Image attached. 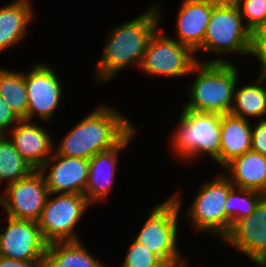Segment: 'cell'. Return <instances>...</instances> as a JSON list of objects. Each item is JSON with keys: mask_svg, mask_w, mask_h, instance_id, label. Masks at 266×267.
<instances>
[{"mask_svg": "<svg viewBox=\"0 0 266 267\" xmlns=\"http://www.w3.org/2000/svg\"><path fill=\"white\" fill-rule=\"evenodd\" d=\"M222 172L234 187L266 195V156L253 150L247 151L229 162Z\"/></svg>", "mask_w": 266, "mask_h": 267, "instance_id": "d6986e66", "label": "cell"}, {"mask_svg": "<svg viewBox=\"0 0 266 267\" xmlns=\"http://www.w3.org/2000/svg\"><path fill=\"white\" fill-rule=\"evenodd\" d=\"M251 83L236 85L230 114L252 121L266 120V74L256 73ZM239 87V88H238Z\"/></svg>", "mask_w": 266, "mask_h": 267, "instance_id": "44dd1931", "label": "cell"}, {"mask_svg": "<svg viewBox=\"0 0 266 267\" xmlns=\"http://www.w3.org/2000/svg\"><path fill=\"white\" fill-rule=\"evenodd\" d=\"M36 169L15 149L6 134L0 135V184H11L28 177ZM5 181V182H4Z\"/></svg>", "mask_w": 266, "mask_h": 267, "instance_id": "cb8c5ba5", "label": "cell"}, {"mask_svg": "<svg viewBox=\"0 0 266 267\" xmlns=\"http://www.w3.org/2000/svg\"><path fill=\"white\" fill-rule=\"evenodd\" d=\"M123 260L119 267H168L155 253L135 239L127 247Z\"/></svg>", "mask_w": 266, "mask_h": 267, "instance_id": "484cf974", "label": "cell"}, {"mask_svg": "<svg viewBox=\"0 0 266 267\" xmlns=\"http://www.w3.org/2000/svg\"><path fill=\"white\" fill-rule=\"evenodd\" d=\"M236 5L245 26L251 32L266 22V0H242Z\"/></svg>", "mask_w": 266, "mask_h": 267, "instance_id": "4316f807", "label": "cell"}, {"mask_svg": "<svg viewBox=\"0 0 266 267\" xmlns=\"http://www.w3.org/2000/svg\"><path fill=\"white\" fill-rule=\"evenodd\" d=\"M38 121L20 120L6 134L15 149L38 170L54 152V137Z\"/></svg>", "mask_w": 266, "mask_h": 267, "instance_id": "2e32d148", "label": "cell"}, {"mask_svg": "<svg viewBox=\"0 0 266 267\" xmlns=\"http://www.w3.org/2000/svg\"><path fill=\"white\" fill-rule=\"evenodd\" d=\"M249 56L259 62V73L266 74V22L251 32Z\"/></svg>", "mask_w": 266, "mask_h": 267, "instance_id": "83f0119b", "label": "cell"}, {"mask_svg": "<svg viewBox=\"0 0 266 267\" xmlns=\"http://www.w3.org/2000/svg\"><path fill=\"white\" fill-rule=\"evenodd\" d=\"M175 126L168 148L178 161L192 164L207 155L219 165L221 114L182 108Z\"/></svg>", "mask_w": 266, "mask_h": 267, "instance_id": "5b68a950", "label": "cell"}, {"mask_svg": "<svg viewBox=\"0 0 266 267\" xmlns=\"http://www.w3.org/2000/svg\"><path fill=\"white\" fill-rule=\"evenodd\" d=\"M176 190L164 202L150 207L152 210L146 221L134 236L137 242L155 253L168 267H183L190 261L178 247L181 234L179 218L182 217L180 212L185 201L181 189Z\"/></svg>", "mask_w": 266, "mask_h": 267, "instance_id": "277c9868", "label": "cell"}, {"mask_svg": "<svg viewBox=\"0 0 266 267\" xmlns=\"http://www.w3.org/2000/svg\"><path fill=\"white\" fill-rule=\"evenodd\" d=\"M32 0H11L0 7V54L24 42L35 20Z\"/></svg>", "mask_w": 266, "mask_h": 267, "instance_id": "ac0fdd59", "label": "cell"}, {"mask_svg": "<svg viewBox=\"0 0 266 267\" xmlns=\"http://www.w3.org/2000/svg\"><path fill=\"white\" fill-rule=\"evenodd\" d=\"M19 121L20 119L0 97V135L7 134Z\"/></svg>", "mask_w": 266, "mask_h": 267, "instance_id": "f546056e", "label": "cell"}, {"mask_svg": "<svg viewBox=\"0 0 266 267\" xmlns=\"http://www.w3.org/2000/svg\"><path fill=\"white\" fill-rule=\"evenodd\" d=\"M0 267H45L44 260L18 261L0 257Z\"/></svg>", "mask_w": 266, "mask_h": 267, "instance_id": "4dcf8cb0", "label": "cell"}, {"mask_svg": "<svg viewBox=\"0 0 266 267\" xmlns=\"http://www.w3.org/2000/svg\"><path fill=\"white\" fill-rule=\"evenodd\" d=\"M161 4L155 2L132 20L114 25L109 30V37L95 65L94 82L105 85L120 71L133 66L139 68L150 36L163 23Z\"/></svg>", "mask_w": 266, "mask_h": 267, "instance_id": "6da1fadb", "label": "cell"}, {"mask_svg": "<svg viewBox=\"0 0 266 267\" xmlns=\"http://www.w3.org/2000/svg\"><path fill=\"white\" fill-rule=\"evenodd\" d=\"M38 170L45 178L49 193L84 195L88 182V159L61 156L53 152Z\"/></svg>", "mask_w": 266, "mask_h": 267, "instance_id": "9a60e30c", "label": "cell"}, {"mask_svg": "<svg viewBox=\"0 0 266 267\" xmlns=\"http://www.w3.org/2000/svg\"><path fill=\"white\" fill-rule=\"evenodd\" d=\"M160 25L150 36L138 69L146 76L184 78L197 62L195 53L186 45L166 35Z\"/></svg>", "mask_w": 266, "mask_h": 267, "instance_id": "9c48e42d", "label": "cell"}, {"mask_svg": "<svg viewBox=\"0 0 266 267\" xmlns=\"http://www.w3.org/2000/svg\"><path fill=\"white\" fill-rule=\"evenodd\" d=\"M82 240L47 245L45 267H111L97 259Z\"/></svg>", "mask_w": 266, "mask_h": 267, "instance_id": "7402d4cb", "label": "cell"}, {"mask_svg": "<svg viewBox=\"0 0 266 267\" xmlns=\"http://www.w3.org/2000/svg\"><path fill=\"white\" fill-rule=\"evenodd\" d=\"M237 62H200L191 68L193 82L186 85L187 103L182 107L196 112L230 114L233 97L240 77Z\"/></svg>", "mask_w": 266, "mask_h": 267, "instance_id": "3957f363", "label": "cell"}, {"mask_svg": "<svg viewBox=\"0 0 266 267\" xmlns=\"http://www.w3.org/2000/svg\"><path fill=\"white\" fill-rule=\"evenodd\" d=\"M0 97L20 120L27 116L28 95L24 72L0 67Z\"/></svg>", "mask_w": 266, "mask_h": 267, "instance_id": "603a6c76", "label": "cell"}, {"mask_svg": "<svg viewBox=\"0 0 266 267\" xmlns=\"http://www.w3.org/2000/svg\"><path fill=\"white\" fill-rule=\"evenodd\" d=\"M137 126L114 148L99 152L89 160L88 182L84 195L92 206L107 202L109 194L114 189L119 155L126 151L131 141L138 134ZM126 149V150H125Z\"/></svg>", "mask_w": 266, "mask_h": 267, "instance_id": "5bb4252c", "label": "cell"}, {"mask_svg": "<svg viewBox=\"0 0 266 267\" xmlns=\"http://www.w3.org/2000/svg\"><path fill=\"white\" fill-rule=\"evenodd\" d=\"M190 266L192 267V265L188 264V265H186V266H183V267H190Z\"/></svg>", "mask_w": 266, "mask_h": 267, "instance_id": "d6a6232c", "label": "cell"}, {"mask_svg": "<svg viewBox=\"0 0 266 267\" xmlns=\"http://www.w3.org/2000/svg\"><path fill=\"white\" fill-rule=\"evenodd\" d=\"M252 123L251 150L266 156V120H258Z\"/></svg>", "mask_w": 266, "mask_h": 267, "instance_id": "f1b7e54d", "label": "cell"}, {"mask_svg": "<svg viewBox=\"0 0 266 267\" xmlns=\"http://www.w3.org/2000/svg\"><path fill=\"white\" fill-rule=\"evenodd\" d=\"M46 181L39 170L28 177L6 185L0 192V208L17 220L38 221L49 195Z\"/></svg>", "mask_w": 266, "mask_h": 267, "instance_id": "8fae6325", "label": "cell"}, {"mask_svg": "<svg viewBox=\"0 0 266 267\" xmlns=\"http://www.w3.org/2000/svg\"><path fill=\"white\" fill-rule=\"evenodd\" d=\"M222 241L248 257L255 266L266 267V195L251 215L232 225Z\"/></svg>", "mask_w": 266, "mask_h": 267, "instance_id": "7c38bea8", "label": "cell"}, {"mask_svg": "<svg viewBox=\"0 0 266 267\" xmlns=\"http://www.w3.org/2000/svg\"><path fill=\"white\" fill-rule=\"evenodd\" d=\"M107 104L100 103L95 110L78 120L62 136L59 145L54 144V152L61 156L90 160L97 153L117 146L136 125L116 106Z\"/></svg>", "mask_w": 266, "mask_h": 267, "instance_id": "7a4b0ae2", "label": "cell"}, {"mask_svg": "<svg viewBox=\"0 0 266 267\" xmlns=\"http://www.w3.org/2000/svg\"><path fill=\"white\" fill-rule=\"evenodd\" d=\"M91 207L85 195L50 193L37 221L44 241L50 244L82 240L77 227Z\"/></svg>", "mask_w": 266, "mask_h": 267, "instance_id": "52a82bcc", "label": "cell"}, {"mask_svg": "<svg viewBox=\"0 0 266 267\" xmlns=\"http://www.w3.org/2000/svg\"><path fill=\"white\" fill-rule=\"evenodd\" d=\"M252 121L233 116L221 115L219 166L221 170L234 158L251 150Z\"/></svg>", "mask_w": 266, "mask_h": 267, "instance_id": "ffe728a7", "label": "cell"}, {"mask_svg": "<svg viewBox=\"0 0 266 267\" xmlns=\"http://www.w3.org/2000/svg\"><path fill=\"white\" fill-rule=\"evenodd\" d=\"M57 74L55 67L44 61L34 62L31 70L24 72L28 109L27 116L23 120H40L46 126L52 123L64 93L62 86L64 84Z\"/></svg>", "mask_w": 266, "mask_h": 267, "instance_id": "30bf717a", "label": "cell"}, {"mask_svg": "<svg viewBox=\"0 0 266 267\" xmlns=\"http://www.w3.org/2000/svg\"><path fill=\"white\" fill-rule=\"evenodd\" d=\"M250 45L251 31L245 26L237 5L220 0L211 10L203 44L194 53L196 60L200 62L232 63L228 57L226 60L221 56L249 57ZM198 51L206 53V56H215L201 61L197 57Z\"/></svg>", "mask_w": 266, "mask_h": 267, "instance_id": "8992f818", "label": "cell"}, {"mask_svg": "<svg viewBox=\"0 0 266 267\" xmlns=\"http://www.w3.org/2000/svg\"><path fill=\"white\" fill-rule=\"evenodd\" d=\"M7 226L1 228L0 257L18 261L44 260L47 243L36 221L17 220L6 216Z\"/></svg>", "mask_w": 266, "mask_h": 267, "instance_id": "4fadbf2b", "label": "cell"}, {"mask_svg": "<svg viewBox=\"0 0 266 267\" xmlns=\"http://www.w3.org/2000/svg\"><path fill=\"white\" fill-rule=\"evenodd\" d=\"M227 3H231V4H237L238 2L242 1V0H224Z\"/></svg>", "mask_w": 266, "mask_h": 267, "instance_id": "1f68e13d", "label": "cell"}, {"mask_svg": "<svg viewBox=\"0 0 266 267\" xmlns=\"http://www.w3.org/2000/svg\"><path fill=\"white\" fill-rule=\"evenodd\" d=\"M265 195L261 192L233 187L227 196L225 209V237L239 219L251 215Z\"/></svg>", "mask_w": 266, "mask_h": 267, "instance_id": "d4e9b609", "label": "cell"}, {"mask_svg": "<svg viewBox=\"0 0 266 267\" xmlns=\"http://www.w3.org/2000/svg\"><path fill=\"white\" fill-rule=\"evenodd\" d=\"M214 179L202 182L194 199L185 211L186 219L196 233L215 235L225 238V209L224 205L229 191L234 187L230 179L222 172Z\"/></svg>", "mask_w": 266, "mask_h": 267, "instance_id": "ba28073f", "label": "cell"}, {"mask_svg": "<svg viewBox=\"0 0 266 267\" xmlns=\"http://www.w3.org/2000/svg\"><path fill=\"white\" fill-rule=\"evenodd\" d=\"M220 0H182L174 26L176 39L195 52L202 44L211 10Z\"/></svg>", "mask_w": 266, "mask_h": 267, "instance_id": "e0dca14e", "label": "cell"}]
</instances>
